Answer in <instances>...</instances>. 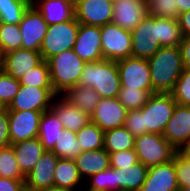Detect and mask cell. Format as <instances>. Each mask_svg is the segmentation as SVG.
Returning a JSON list of instances; mask_svg holds the SVG:
<instances>
[{
  "label": "cell",
  "instance_id": "cell-1",
  "mask_svg": "<svg viewBox=\"0 0 190 191\" xmlns=\"http://www.w3.org/2000/svg\"><path fill=\"white\" fill-rule=\"evenodd\" d=\"M148 65L153 92L171 93L184 70L180 47H161L148 59Z\"/></svg>",
  "mask_w": 190,
  "mask_h": 191
},
{
  "label": "cell",
  "instance_id": "cell-2",
  "mask_svg": "<svg viewBox=\"0 0 190 191\" xmlns=\"http://www.w3.org/2000/svg\"><path fill=\"white\" fill-rule=\"evenodd\" d=\"M78 85L94 89L101 98H117L121 83L116 61L86 63Z\"/></svg>",
  "mask_w": 190,
  "mask_h": 191
},
{
  "label": "cell",
  "instance_id": "cell-3",
  "mask_svg": "<svg viewBox=\"0 0 190 191\" xmlns=\"http://www.w3.org/2000/svg\"><path fill=\"white\" fill-rule=\"evenodd\" d=\"M51 84L57 95L66 89L79 84L81 74L86 65L73 49L54 55L47 60Z\"/></svg>",
  "mask_w": 190,
  "mask_h": 191
},
{
  "label": "cell",
  "instance_id": "cell-4",
  "mask_svg": "<svg viewBox=\"0 0 190 191\" xmlns=\"http://www.w3.org/2000/svg\"><path fill=\"white\" fill-rule=\"evenodd\" d=\"M176 102L171 93H153L141 108L144 134H163L166 124L172 117Z\"/></svg>",
  "mask_w": 190,
  "mask_h": 191
},
{
  "label": "cell",
  "instance_id": "cell-5",
  "mask_svg": "<svg viewBox=\"0 0 190 191\" xmlns=\"http://www.w3.org/2000/svg\"><path fill=\"white\" fill-rule=\"evenodd\" d=\"M134 150L138 161L148 168L170 162L177 152L161 134L157 133L135 137Z\"/></svg>",
  "mask_w": 190,
  "mask_h": 191
},
{
  "label": "cell",
  "instance_id": "cell-6",
  "mask_svg": "<svg viewBox=\"0 0 190 191\" xmlns=\"http://www.w3.org/2000/svg\"><path fill=\"white\" fill-rule=\"evenodd\" d=\"M78 29L79 23L75 17L70 21L48 25L46 35L39 49L43 60L47 61L54 55L73 49Z\"/></svg>",
  "mask_w": 190,
  "mask_h": 191
},
{
  "label": "cell",
  "instance_id": "cell-7",
  "mask_svg": "<svg viewBox=\"0 0 190 191\" xmlns=\"http://www.w3.org/2000/svg\"><path fill=\"white\" fill-rule=\"evenodd\" d=\"M132 57L150 59L160 48L159 18L149 14L131 31Z\"/></svg>",
  "mask_w": 190,
  "mask_h": 191
},
{
  "label": "cell",
  "instance_id": "cell-8",
  "mask_svg": "<svg viewBox=\"0 0 190 191\" xmlns=\"http://www.w3.org/2000/svg\"><path fill=\"white\" fill-rule=\"evenodd\" d=\"M103 59L118 61L132 56L131 32L114 23L100 27Z\"/></svg>",
  "mask_w": 190,
  "mask_h": 191
},
{
  "label": "cell",
  "instance_id": "cell-9",
  "mask_svg": "<svg viewBox=\"0 0 190 191\" xmlns=\"http://www.w3.org/2000/svg\"><path fill=\"white\" fill-rule=\"evenodd\" d=\"M121 88L147 90L153 94L150 69L147 59L127 57L116 61Z\"/></svg>",
  "mask_w": 190,
  "mask_h": 191
},
{
  "label": "cell",
  "instance_id": "cell-10",
  "mask_svg": "<svg viewBox=\"0 0 190 191\" xmlns=\"http://www.w3.org/2000/svg\"><path fill=\"white\" fill-rule=\"evenodd\" d=\"M55 96H57V94L53 88H38L21 85L19 92L6 109L8 111H46L51 108Z\"/></svg>",
  "mask_w": 190,
  "mask_h": 191
},
{
  "label": "cell",
  "instance_id": "cell-11",
  "mask_svg": "<svg viewBox=\"0 0 190 191\" xmlns=\"http://www.w3.org/2000/svg\"><path fill=\"white\" fill-rule=\"evenodd\" d=\"M19 26L23 40L22 49L39 51L48 29L43 15L30 4L24 12Z\"/></svg>",
  "mask_w": 190,
  "mask_h": 191
},
{
  "label": "cell",
  "instance_id": "cell-12",
  "mask_svg": "<svg viewBox=\"0 0 190 191\" xmlns=\"http://www.w3.org/2000/svg\"><path fill=\"white\" fill-rule=\"evenodd\" d=\"M44 111H8L10 143L38 138L39 121Z\"/></svg>",
  "mask_w": 190,
  "mask_h": 191
},
{
  "label": "cell",
  "instance_id": "cell-13",
  "mask_svg": "<svg viewBox=\"0 0 190 191\" xmlns=\"http://www.w3.org/2000/svg\"><path fill=\"white\" fill-rule=\"evenodd\" d=\"M75 19L79 24L104 26L112 22L113 4L104 0H76Z\"/></svg>",
  "mask_w": 190,
  "mask_h": 191
},
{
  "label": "cell",
  "instance_id": "cell-14",
  "mask_svg": "<svg viewBox=\"0 0 190 191\" xmlns=\"http://www.w3.org/2000/svg\"><path fill=\"white\" fill-rule=\"evenodd\" d=\"M162 136L176 150H183L190 141V106L176 104Z\"/></svg>",
  "mask_w": 190,
  "mask_h": 191
},
{
  "label": "cell",
  "instance_id": "cell-15",
  "mask_svg": "<svg viewBox=\"0 0 190 191\" xmlns=\"http://www.w3.org/2000/svg\"><path fill=\"white\" fill-rule=\"evenodd\" d=\"M73 50L86 63L103 60L100 26L79 24Z\"/></svg>",
  "mask_w": 190,
  "mask_h": 191
},
{
  "label": "cell",
  "instance_id": "cell-16",
  "mask_svg": "<svg viewBox=\"0 0 190 191\" xmlns=\"http://www.w3.org/2000/svg\"><path fill=\"white\" fill-rule=\"evenodd\" d=\"M128 110L118 98H100L99 104L90 115L91 122L103 131L124 126Z\"/></svg>",
  "mask_w": 190,
  "mask_h": 191
},
{
  "label": "cell",
  "instance_id": "cell-17",
  "mask_svg": "<svg viewBox=\"0 0 190 191\" xmlns=\"http://www.w3.org/2000/svg\"><path fill=\"white\" fill-rule=\"evenodd\" d=\"M147 14V0H116L112 23L131 32Z\"/></svg>",
  "mask_w": 190,
  "mask_h": 191
},
{
  "label": "cell",
  "instance_id": "cell-18",
  "mask_svg": "<svg viewBox=\"0 0 190 191\" xmlns=\"http://www.w3.org/2000/svg\"><path fill=\"white\" fill-rule=\"evenodd\" d=\"M42 61L43 58L39 51L21 48L3 54L2 70L19 81Z\"/></svg>",
  "mask_w": 190,
  "mask_h": 191
},
{
  "label": "cell",
  "instance_id": "cell-19",
  "mask_svg": "<svg viewBox=\"0 0 190 191\" xmlns=\"http://www.w3.org/2000/svg\"><path fill=\"white\" fill-rule=\"evenodd\" d=\"M58 159L52 151H45L26 175L25 186L33 191L54 186V170Z\"/></svg>",
  "mask_w": 190,
  "mask_h": 191
},
{
  "label": "cell",
  "instance_id": "cell-20",
  "mask_svg": "<svg viewBox=\"0 0 190 191\" xmlns=\"http://www.w3.org/2000/svg\"><path fill=\"white\" fill-rule=\"evenodd\" d=\"M139 191H180L174 169V157L170 162L149 167L146 180Z\"/></svg>",
  "mask_w": 190,
  "mask_h": 191
},
{
  "label": "cell",
  "instance_id": "cell-21",
  "mask_svg": "<svg viewBox=\"0 0 190 191\" xmlns=\"http://www.w3.org/2000/svg\"><path fill=\"white\" fill-rule=\"evenodd\" d=\"M58 97L60 100H55ZM59 118L64 129L72 132H78L91 121L88 113L81 111L78 107L69 104L60 95L53 98L50 108Z\"/></svg>",
  "mask_w": 190,
  "mask_h": 191
},
{
  "label": "cell",
  "instance_id": "cell-22",
  "mask_svg": "<svg viewBox=\"0 0 190 191\" xmlns=\"http://www.w3.org/2000/svg\"><path fill=\"white\" fill-rule=\"evenodd\" d=\"M32 5L48 25L70 21L75 17L73 0H35Z\"/></svg>",
  "mask_w": 190,
  "mask_h": 191
},
{
  "label": "cell",
  "instance_id": "cell-23",
  "mask_svg": "<svg viewBox=\"0 0 190 191\" xmlns=\"http://www.w3.org/2000/svg\"><path fill=\"white\" fill-rule=\"evenodd\" d=\"M74 160L83 182H87L90 176L110 167V156L104 148L83 151Z\"/></svg>",
  "mask_w": 190,
  "mask_h": 191
},
{
  "label": "cell",
  "instance_id": "cell-24",
  "mask_svg": "<svg viewBox=\"0 0 190 191\" xmlns=\"http://www.w3.org/2000/svg\"><path fill=\"white\" fill-rule=\"evenodd\" d=\"M21 172L26 176L36 165L45 149L38 138L11 144Z\"/></svg>",
  "mask_w": 190,
  "mask_h": 191
},
{
  "label": "cell",
  "instance_id": "cell-25",
  "mask_svg": "<svg viewBox=\"0 0 190 191\" xmlns=\"http://www.w3.org/2000/svg\"><path fill=\"white\" fill-rule=\"evenodd\" d=\"M60 97L89 115L93 113L101 98L94 89L83 85H75L66 89Z\"/></svg>",
  "mask_w": 190,
  "mask_h": 191
},
{
  "label": "cell",
  "instance_id": "cell-26",
  "mask_svg": "<svg viewBox=\"0 0 190 191\" xmlns=\"http://www.w3.org/2000/svg\"><path fill=\"white\" fill-rule=\"evenodd\" d=\"M63 132L64 128L56 114L51 109L44 111L39 121L38 139L45 151L53 150L55 141Z\"/></svg>",
  "mask_w": 190,
  "mask_h": 191
},
{
  "label": "cell",
  "instance_id": "cell-27",
  "mask_svg": "<svg viewBox=\"0 0 190 191\" xmlns=\"http://www.w3.org/2000/svg\"><path fill=\"white\" fill-rule=\"evenodd\" d=\"M147 173L148 167L141 162L120 169L115 168V184H118V190L139 191L146 180Z\"/></svg>",
  "mask_w": 190,
  "mask_h": 191
},
{
  "label": "cell",
  "instance_id": "cell-28",
  "mask_svg": "<svg viewBox=\"0 0 190 191\" xmlns=\"http://www.w3.org/2000/svg\"><path fill=\"white\" fill-rule=\"evenodd\" d=\"M83 181L75 160L59 158L54 170V186L76 191Z\"/></svg>",
  "mask_w": 190,
  "mask_h": 191
},
{
  "label": "cell",
  "instance_id": "cell-29",
  "mask_svg": "<svg viewBox=\"0 0 190 191\" xmlns=\"http://www.w3.org/2000/svg\"><path fill=\"white\" fill-rule=\"evenodd\" d=\"M135 137L124 127L104 131V149L109 153L134 149Z\"/></svg>",
  "mask_w": 190,
  "mask_h": 191
},
{
  "label": "cell",
  "instance_id": "cell-30",
  "mask_svg": "<svg viewBox=\"0 0 190 191\" xmlns=\"http://www.w3.org/2000/svg\"><path fill=\"white\" fill-rule=\"evenodd\" d=\"M76 138L82 152L104 148V131L91 121L76 132Z\"/></svg>",
  "mask_w": 190,
  "mask_h": 191
},
{
  "label": "cell",
  "instance_id": "cell-31",
  "mask_svg": "<svg viewBox=\"0 0 190 191\" xmlns=\"http://www.w3.org/2000/svg\"><path fill=\"white\" fill-rule=\"evenodd\" d=\"M52 152L59 158L74 160L82 152L76 132L64 129L63 134L55 141Z\"/></svg>",
  "mask_w": 190,
  "mask_h": 191
},
{
  "label": "cell",
  "instance_id": "cell-32",
  "mask_svg": "<svg viewBox=\"0 0 190 191\" xmlns=\"http://www.w3.org/2000/svg\"><path fill=\"white\" fill-rule=\"evenodd\" d=\"M183 39L178 19L159 18V43L161 47L179 46Z\"/></svg>",
  "mask_w": 190,
  "mask_h": 191
},
{
  "label": "cell",
  "instance_id": "cell-33",
  "mask_svg": "<svg viewBox=\"0 0 190 191\" xmlns=\"http://www.w3.org/2000/svg\"><path fill=\"white\" fill-rule=\"evenodd\" d=\"M30 4L28 0H0V22L19 25Z\"/></svg>",
  "mask_w": 190,
  "mask_h": 191
},
{
  "label": "cell",
  "instance_id": "cell-34",
  "mask_svg": "<svg viewBox=\"0 0 190 191\" xmlns=\"http://www.w3.org/2000/svg\"><path fill=\"white\" fill-rule=\"evenodd\" d=\"M22 36L18 24L0 22V48L3 54L22 48Z\"/></svg>",
  "mask_w": 190,
  "mask_h": 191
},
{
  "label": "cell",
  "instance_id": "cell-35",
  "mask_svg": "<svg viewBox=\"0 0 190 191\" xmlns=\"http://www.w3.org/2000/svg\"><path fill=\"white\" fill-rule=\"evenodd\" d=\"M0 177L26 179L16 161L12 145L0 149Z\"/></svg>",
  "mask_w": 190,
  "mask_h": 191
},
{
  "label": "cell",
  "instance_id": "cell-36",
  "mask_svg": "<svg viewBox=\"0 0 190 191\" xmlns=\"http://www.w3.org/2000/svg\"><path fill=\"white\" fill-rule=\"evenodd\" d=\"M20 85L32 86L38 88H53L50 79V71L47 61L43 60L30 72L26 73L21 80Z\"/></svg>",
  "mask_w": 190,
  "mask_h": 191
},
{
  "label": "cell",
  "instance_id": "cell-37",
  "mask_svg": "<svg viewBox=\"0 0 190 191\" xmlns=\"http://www.w3.org/2000/svg\"><path fill=\"white\" fill-rule=\"evenodd\" d=\"M151 93L147 90L120 88L118 100L128 110L141 109L148 101Z\"/></svg>",
  "mask_w": 190,
  "mask_h": 191
},
{
  "label": "cell",
  "instance_id": "cell-38",
  "mask_svg": "<svg viewBox=\"0 0 190 191\" xmlns=\"http://www.w3.org/2000/svg\"><path fill=\"white\" fill-rule=\"evenodd\" d=\"M148 14L156 18L178 19L177 0H147Z\"/></svg>",
  "mask_w": 190,
  "mask_h": 191
},
{
  "label": "cell",
  "instance_id": "cell-39",
  "mask_svg": "<svg viewBox=\"0 0 190 191\" xmlns=\"http://www.w3.org/2000/svg\"><path fill=\"white\" fill-rule=\"evenodd\" d=\"M90 179V180H89ZM87 189L95 191H115L118 190V184H115V168L109 167L102 172H98L88 178Z\"/></svg>",
  "mask_w": 190,
  "mask_h": 191
},
{
  "label": "cell",
  "instance_id": "cell-40",
  "mask_svg": "<svg viewBox=\"0 0 190 191\" xmlns=\"http://www.w3.org/2000/svg\"><path fill=\"white\" fill-rule=\"evenodd\" d=\"M20 82L8 75L3 70L0 71V104L7 108L13 101L20 89Z\"/></svg>",
  "mask_w": 190,
  "mask_h": 191
},
{
  "label": "cell",
  "instance_id": "cell-41",
  "mask_svg": "<svg viewBox=\"0 0 190 191\" xmlns=\"http://www.w3.org/2000/svg\"><path fill=\"white\" fill-rule=\"evenodd\" d=\"M171 95L177 104L190 106V68H184Z\"/></svg>",
  "mask_w": 190,
  "mask_h": 191
},
{
  "label": "cell",
  "instance_id": "cell-42",
  "mask_svg": "<svg viewBox=\"0 0 190 191\" xmlns=\"http://www.w3.org/2000/svg\"><path fill=\"white\" fill-rule=\"evenodd\" d=\"M174 169L180 191L190 185V157L182 150L174 154Z\"/></svg>",
  "mask_w": 190,
  "mask_h": 191
},
{
  "label": "cell",
  "instance_id": "cell-43",
  "mask_svg": "<svg viewBox=\"0 0 190 191\" xmlns=\"http://www.w3.org/2000/svg\"><path fill=\"white\" fill-rule=\"evenodd\" d=\"M124 127L134 136L144 135L143 113L141 109L130 110L127 112Z\"/></svg>",
  "mask_w": 190,
  "mask_h": 191
},
{
  "label": "cell",
  "instance_id": "cell-44",
  "mask_svg": "<svg viewBox=\"0 0 190 191\" xmlns=\"http://www.w3.org/2000/svg\"><path fill=\"white\" fill-rule=\"evenodd\" d=\"M110 156V167L122 168L136 164L138 161L137 154L134 149L119 151L116 153L109 154Z\"/></svg>",
  "mask_w": 190,
  "mask_h": 191
},
{
  "label": "cell",
  "instance_id": "cell-45",
  "mask_svg": "<svg viewBox=\"0 0 190 191\" xmlns=\"http://www.w3.org/2000/svg\"><path fill=\"white\" fill-rule=\"evenodd\" d=\"M11 145L9 136L8 110L5 108L0 112V149Z\"/></svg>",
  "mask_w": 190,
  "mask_h": 191
},
{
  "label": "cell",
  "instance_id": "cell-46",
  "mask_svg": "<svg viewBox=\"0 0 190 191\" xmlns=\"http://www.w3.org/2000/svg\"><path fill=\"white\" fill-rule=\"evenodd\" d=\"M24 186L25 179L0 177V191H21Z\"/></svg>",
  "mask_w": 190,
  "mask_h": 191
},
{
  "label": "cell",
  "instance_id": "cell-47",
  "mask_svg": "<svg viewBox=\"0 0 190 191\" xmlns=\"http://www.w3.org/2000/svg\"><path fill=\"white\" fill-rule=\"evenodd\" d=\"M184 68H190V36L183 37L179 44Z\"/></svg>",
  "mask_w": 190,
  "mask_h": 191
},
{
  "label": "cell",
  "instance_id": "cell-48",
  "mask_svg": "<svg viewBox=\"0 0 190 191\" xmlns=\"http://www.w3.org/2000/svg\"><path fill=\"white\" fill-rule=\"evenodd\" d=\"M179 26L183 37L190 36V11H186L178 17Z\"/></svg>",
  "mask_w": 190,
  "mask_h": 191
},
{
  "label": "cell",
  "instance_id": "cell-49",
  "mask_svg": "<svg viewBox=\"0 0 190 191\" xmlns=\"http://www.w3.org/2000/svg\"><path fill=\"white\" fill-rule=\"evenodd\" d=\"M177 6L180 14L190 11V0H177Z\"/></svg>",
  "mask_w": 190,
  "mask_h": 191
},
{
  "label": "cell",
  "instance_id": "cell-50",
  "mask_svg": "<svg viewBox=\"0 0 190 191\" xmlns=\"http://www.w3.org/2000/svg\"><path fill=\"white\" fill-rule=\"evenodd\" d=\"M37 191H71V190L61 188V187H58V186H51V187H48V188L39 189Z\"/></svg>",
  "mask_w": 190,
  "mask_h": 191
},
{
  "label": "cell",
  "instance_id": "cell-51",
  "mask_svg": "<svg viewBox=\"0 0 190 191\" xmlns=\"http://www.w3.org/2000/svg\"><path fill=\"white\" fill-rule=\"evenodd\" d=\"M186 155L190 157V141L182 150Z\"/></svg>",
  "mask_w": 190,
  "mask_h": 191
},
{
  "label": "cell",
  "instance_id": "cell-52",
  "mask_svg": "<svg viewBox=\"0 0 190 191\" xmlns=\"http://www.w3.org/2000/svg\"><path fill=\"white\" fill-rule=\"evenodd\" d=\"M2 67H3V53H2V50L0 48V71L2 70Z\"/></svg>",
  "mask_w": 190,
  "mask_h": 191
},
{
  "label": "cell",
  "instance_id": "cell-53",
  "mask_svg": "<svg viewBox=\"0 0 190 191\" xmlns=\"http://www.w3.org/2000/svg\"><path fill=\"white\" fill-rule=\"evenodd\" d=\"M181 191H190V185L185 186Z\"/></svg>",
  "mask_w": 190,
  "mask_h": 191
},
{
  "label": "cell",
  "instance_id": "cell-54",
  "mask_svg": "<svg viewBox=\"0 0 190 191\" xmlns=\"http://www.w3.org/2000/svg\"><path fill=\"white\" fill-rule=\"evenodd\" d=\"M21 191H33V190H31V189L27 188L26 186H24V187L21 189Z\"/></svg>",
  "mask_w": 190,
  "mask_h": 191
},
{
  "label": "cell",
  "instance_id": "cell-55",
  "mask_svg": "<svg viewBox=\"0 0 190 191\" xmlns=\"http://www.w3.org/2000/svg\"><path fill=\"white\" fill-rule=\"evenodd\" d=\"M104 1L110 2L112 4H114L116 2V0H104Z\"/></svg>",
  "mask_w": 190,
  "mask_h": 191
},
{
  "label": "cell",
  "instance_id": "cell-56",
  "mask_svg": "<svg viewBox=\"0 0 190 191\" xmlns=\"http://www.w3.org/2000/svg\"><path fill=\"white\" fill-rule=\"evenodd\" d=\"M5 108L0 104V112L4 110Z\"/></svg>",
  "mask_w": 190,
  "mask_h": 191
},
{
  "label": "cell",
  "instance_id": "cell-57",
  "mask_svg": "<svg viewBox=\"0 0 190 191\" xmlns=\"http://www.w3.org/2000/svg\"><path fill=\"white\" fill-rule=\"evenodd\" d=\"M115 191H130V190H126V189H119V190H115Z\"/></svg>",
  "mask_w": 190,
  "mask_h": 191
},
{
  "label": "cell",
  "instance_id": "cell-58",
  "mask_svg": "<svg viewBox=\"0 0 190 191\" xmlns=\"http://www.w3.org/2000/svg\"><path fill=\"white\" fill-rule=\"evenodd\" d=\"M31 4L35 1V0H28Z\"/></svg>",
  "mask_w": 190,
  "mask_h": 191
}]
</instances>
